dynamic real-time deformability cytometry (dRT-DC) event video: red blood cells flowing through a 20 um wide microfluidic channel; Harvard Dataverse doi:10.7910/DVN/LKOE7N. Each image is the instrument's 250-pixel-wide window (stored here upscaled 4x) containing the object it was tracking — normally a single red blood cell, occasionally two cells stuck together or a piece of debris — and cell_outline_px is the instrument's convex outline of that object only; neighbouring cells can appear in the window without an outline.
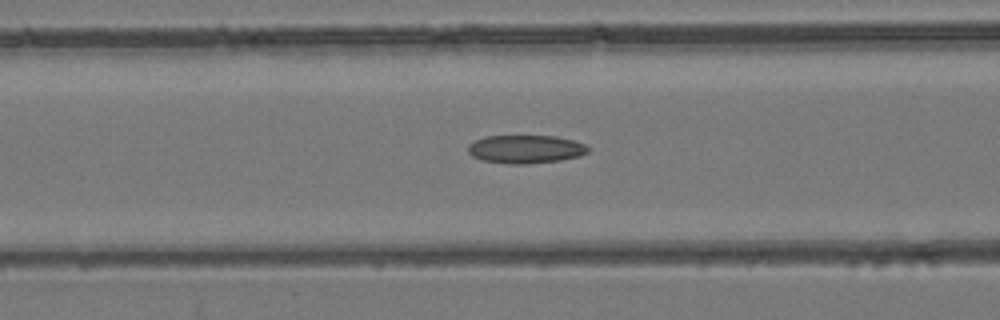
{"species": "common noctule bat (a hibernating species)", "species_latin": "Nyctalus noctula", "temperature_condition": "room temperature", "stored_images_in_passage": 49, "camera_frame_rate_fps": 3000, "um_per_image_px": 0.085, "animal": {"sex": "female", "body_mass_g": 24.6, "forearm_length_mm": 56.2}, "frame": {"image": 1, "passage_image": 20, "time_ms": 6.333, "image_size_px": [1000, 320], "cell_outline_px": [[592, 148], [588, 152], [580, 156], [560, 160], [528, 164], [508, 164], [480, 160], [472, 156], [468, 152], [468, 144], [484, 136], [556, 136], [572, 140], [584, 144]], "centroid_in_image_um": [44.67, 12.68], "position_along_channel_um": 121.9, "area_um2": 19.94}}
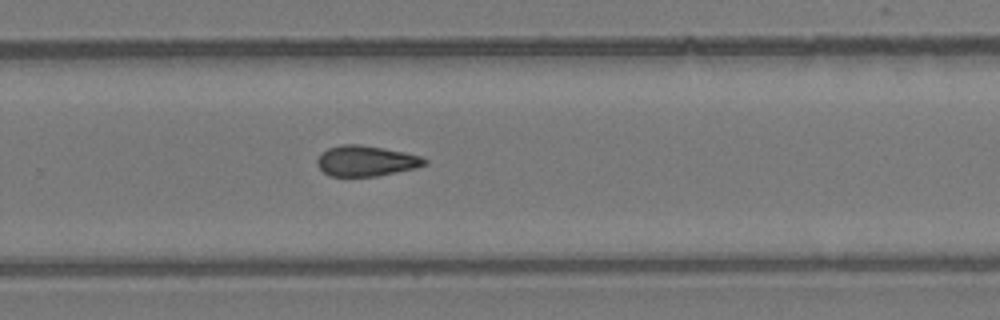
{"frame": {"image": 2, "passage_image": 32, "time_ms": 10.333, "image_size_px": [1000, 320], "cell_outline_px": [[428, 164], [416, 168], [376, 176], [328, 176], [316, 164], [316, 160], [320, 152], [328, 148], [340, 144], [360, 144], [384, 148], [404, 152], [420, 156], [428, 160]], "centroid_in_image_um": [31.09, 13.67], "position_along_channel_um": 298.7, "area_um2": 19.31}}
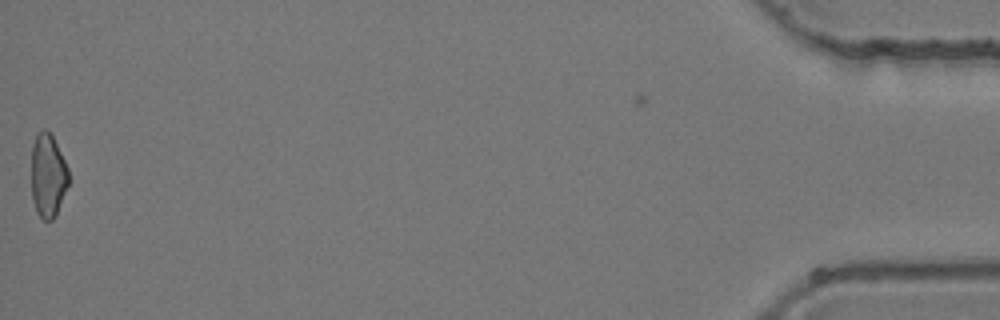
{"frame": {"image": 3, "passage_image": 48, "time_ms": 15.667, "image_size_px": [1000, 320], "cell_outline_px": [[68, 184], [56, 216], [52, 220], [44, 220], [36, 212], [32, 200], [32, 144], [36, 132], [44, 128], [52, 136], [68, 168]], "centroid_in_image_um": [4.06, 14.93], "position_along_channel_um": 431.1, "area_um2": 18.09}}